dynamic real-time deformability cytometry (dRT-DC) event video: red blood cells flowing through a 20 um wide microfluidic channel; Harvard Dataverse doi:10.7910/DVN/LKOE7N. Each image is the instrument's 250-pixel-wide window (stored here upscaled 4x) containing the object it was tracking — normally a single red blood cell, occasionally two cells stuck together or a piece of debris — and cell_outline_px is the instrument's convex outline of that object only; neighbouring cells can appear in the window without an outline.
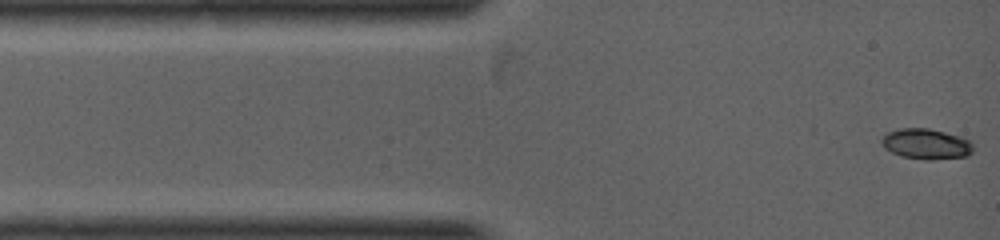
{"species": "common noctule bat (a hibernating species)", "species_latin": "Nyctalus noctula", "temperature_condition": "warm", "stored_images_in_passage": 38, "camera_frame_rate_fps": 5000, "um_per_image_px": 0.085, "animal": {"sex": "female", "body_mass_g": 19.0, "forearm_length_mm": 53.3}, "frame": {"image": 1, "passage_image": 1, "time_ms": 0.0, "image_size_px": [1000, 240], "cell_outline_px": [[972, 152], [968, 156], [932, 160], [924, 160], [900, 156], [884, 148], [880, 140], [884, 132], [900, 128], [928, 128], [960, 136], [968, 140], [972, 144]], "centroid_in_image_um": [78.68, 12.23], "position_along_channel_um": 6.3, "area_um2": 16.47}}
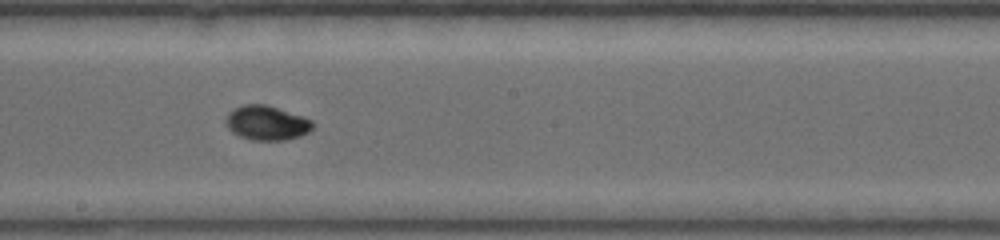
{"frame": {"image": 2, "passage_image": 17, "time_ms": 3.2, "image_size_px": [1000, 240], "cell_outline_px": [[316, 124], [312, 132], [288, 140], [248, 140], [232, 132], [224, 124], [224, 120], [228, 112], [244, 104], [264, 104], [304, 116], [312, 120]], "centroid_in_image_um": [22.7, 10.46], "position_along_channel_um": 225.5, "area_um2": 17.86}}
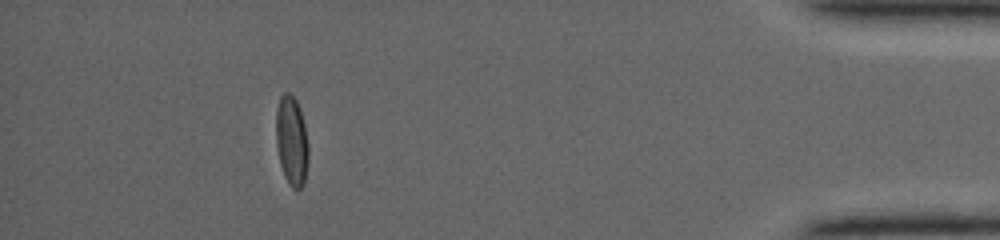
{"frame": {"image": 3, "passage_image": 33, "time_ms": 6.4, "image_size_px": [1000, 240], "cell_outline_px": [[308, 160], [304, 184], [300, 188], [292, 188], [288, 184], [284, 176], [280, 164], [276, 144], [276, 108], [280, 96], [284, 92], [288, 92], [296, 100], [300, 108], [304, 124], [308, 144]], "centroid_in_image_um": [24.78, 11.97], "position_along_channel_um": 410.4, "area_um2": 17.05}}